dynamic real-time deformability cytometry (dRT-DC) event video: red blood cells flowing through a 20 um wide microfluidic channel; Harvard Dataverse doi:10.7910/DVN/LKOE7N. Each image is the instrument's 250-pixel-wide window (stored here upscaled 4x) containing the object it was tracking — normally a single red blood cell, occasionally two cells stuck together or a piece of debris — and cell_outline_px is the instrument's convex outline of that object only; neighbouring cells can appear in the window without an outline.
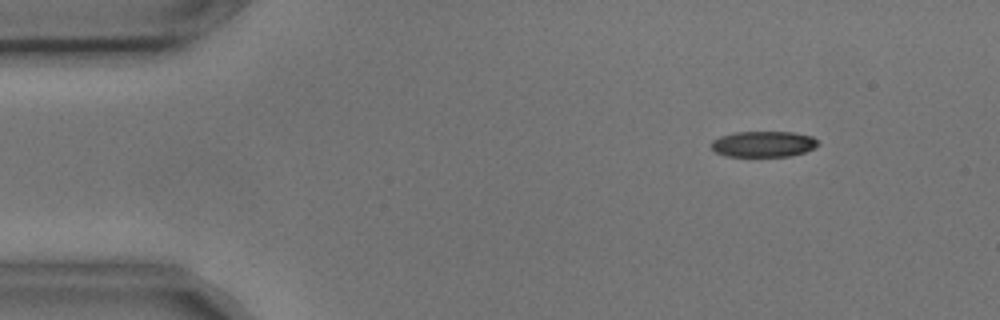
{"species": "common noctule bat (a hibernating species)", "species_latin": "Nyctalus noctula", "temperature_condition": "cold", "stored_images_in_passage": 4, "camera_frame_rate_fps": 3000, "um_per_image_px": 0.085, "animal": {"sex": "male", "body_mass_g": 17.9, "forearm_length_mm": 54.2}, "frame": {"image": 1, "passage_image": 1, "time_ms": 0.0, "image_size_px": [1000, 320], "cell_outline_px": [[820, 144], [804, 152], [792, 156], [728, 156], [716, 152], [712, 148], [712, 140], [720, 136], [736, 132], [792, 132], [812, 136]], "centroid_in_image_um": [64.89, 12.24], "position_along_channel_um": 20.1, "area_um2": 15.95}}